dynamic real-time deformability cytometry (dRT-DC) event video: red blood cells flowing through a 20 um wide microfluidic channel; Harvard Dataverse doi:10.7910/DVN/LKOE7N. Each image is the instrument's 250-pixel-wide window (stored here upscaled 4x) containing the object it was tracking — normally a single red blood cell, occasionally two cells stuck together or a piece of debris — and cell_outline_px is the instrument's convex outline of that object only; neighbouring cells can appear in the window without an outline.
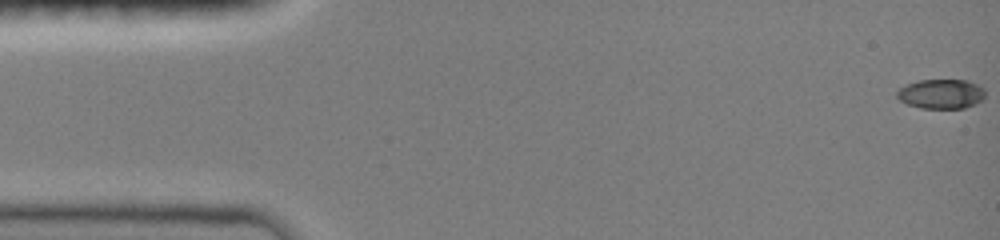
{"species": "common noctule bat (a hibernating species)", "species_latin": "Nyctalus noctula", "temperature_condition": "room temperature", "stored_images_in_passage": 11, "camera_frame_rate_fps": 3000, "um_per_image_px": 0.085, "animal": {"sex": "female", "body_mass_g": 19.0, "forearm_length_mm": 51.5}, "frame": {"image": 1, "passage_image": 1, "time_ms": 0.0, "image_size_px": [1000, 240], "cell_outline_px": [[984, 96], [976, 104], [964, 108], [920, 108], [908, 104], [900, 100], [896, 96], [896, 92], [900, 88], [908, 84], [920, 80], [968, 80], [984, 88]], "centroid_in_image_um": [80.0, 7.98], "position_along_channel_um": 5.0, "area_um2": 15.09}}
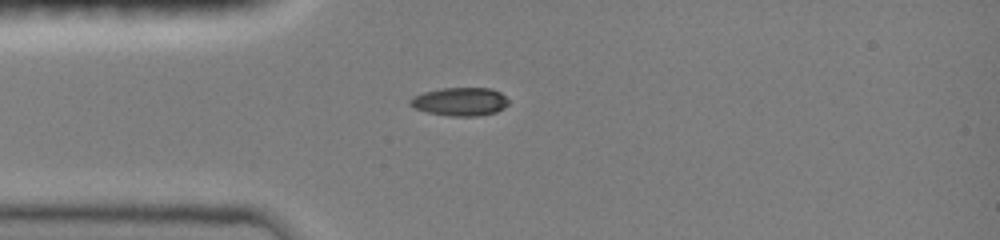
{"frame": {"image": 2, "passage_image": 7, "time_ms": 4.0, "image_size_px": [1000, 240], "cell_outline_px": [[508, 104], [504, 108], [496, 112], [476, 116], [448, 116], [428, 112], [416, 108], [408, 104], [408, 100], [412, 96], [424, 92], [444, 88], [492, 88], [500, 92], [508, 100]], "centroid_in_image_um": [39.1, 8.64], "position_along_channel_um": 45.9, "area_um2": 16.24}}
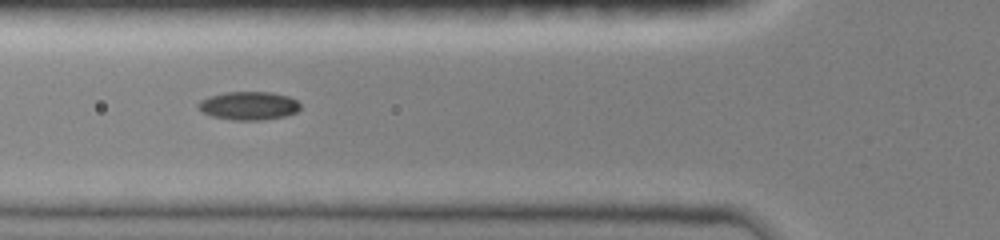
{"frame": {"image": 3, "passage_image": 10, "time_ms": 5.667, "image_size_px": [1000, 240], "cell_outline_px": [[300, 108], [296, 112], [284, 116], [260, 120], [232, 120], [212, 116], [204, 112], [196, 104], [200, 100], [208, 96], [228, 92], [272, 92], [288, 96], [296, 100], [300, 104]], "centroid_in_image_um": [21.14, 8.98], "position_along_channel_um": 104.7, "area_um2": 16.76}}